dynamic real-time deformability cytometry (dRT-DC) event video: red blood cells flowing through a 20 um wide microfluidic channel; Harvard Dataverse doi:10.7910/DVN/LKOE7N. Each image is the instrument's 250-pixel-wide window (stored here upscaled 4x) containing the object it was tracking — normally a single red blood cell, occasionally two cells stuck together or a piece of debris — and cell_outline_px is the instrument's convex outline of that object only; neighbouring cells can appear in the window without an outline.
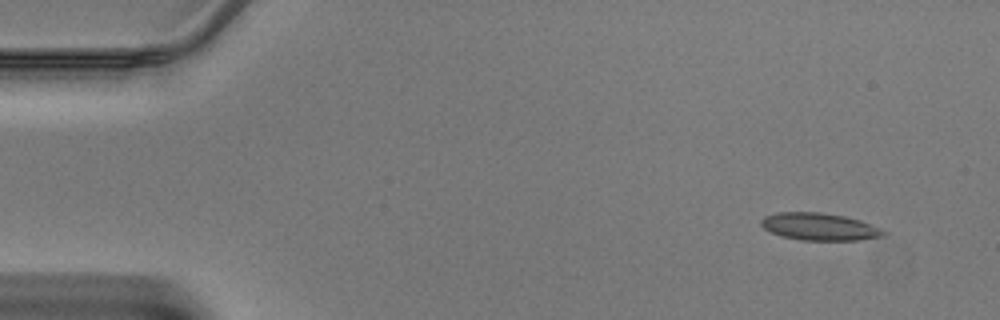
{"species": "Egyptian fruit bat (a non-hibernating species)", "species_latin": "Rousettus aegyptiacus", "temperature_condition": "warm", "stored_images_in_passage": 43, "camera_frame_rate_fps": 3000, "um_per_image_px": 0.085, "animal": {"sex": "male"}, "frame": {"image": 1, "passage_image": 1, "time_ms": 0.0, "image_size_px": [1000, 320], "cell_outline_px": [[888, 232], [884, 236], [856, 240], [800, 240], [780, 236], [764, 228], [760, 224], [760, 220], [764, 216], [776, 212], [820, 212], [844, 216], [860, 220], [880, 228]], "centroid_in_image_um": [69.63, 19.26], "position_along_channel_um": 15.4, "area_um2": 19.54}}
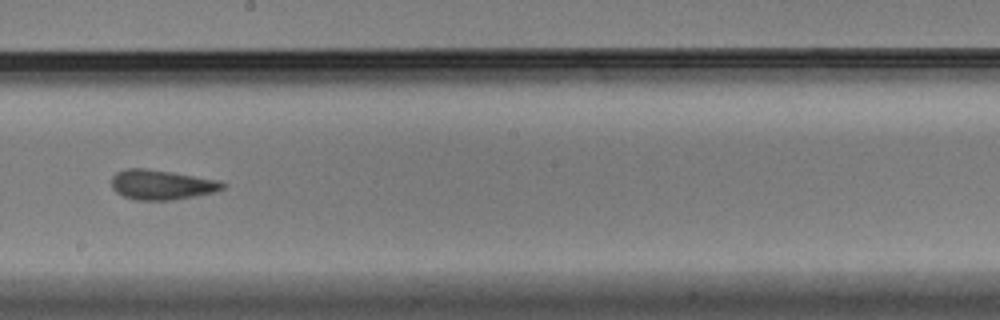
{"frame": {"image": 2, "passage_image": 23, "time_ms": 7.333, "image_size_px": [1000, 320], "cell_outline_px": [[224, 188], [212, 192], [172, 200], [136, 200], [124, 196], [116, 192], [112, 188], [112, 176], [116, 172], [124, 168], [148, 168], [220, 180], [224, 184]], "centroid_in_image_um": [13.69, 15.68], "position_along_channel_um": 234.5, "area_um2": 19.25}}
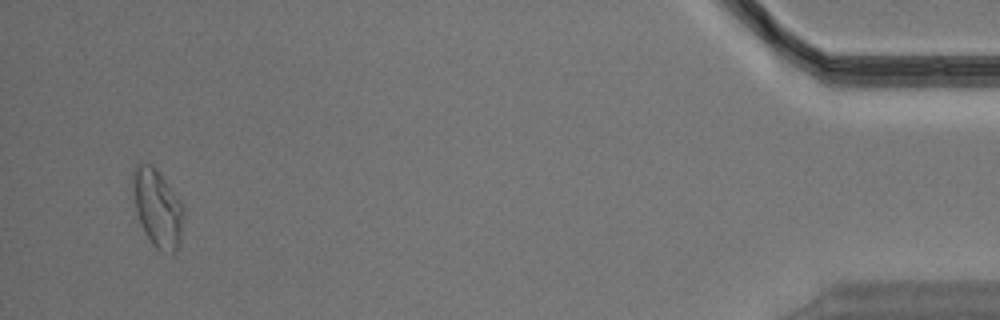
{"frame": {"image": 3, "passage_image": 41, "time_ms": 13.333, "image_size_px": [1000, 320], "cell_outline_px": [[184, 212], [180, 244], [176, 252], [160, 252], [152, 244], [136, 212], [132, 180], [132, 168], [140, 160], [152, 164], [160, 172], [184, 208]], "centroid_in_image_um": [13.38, 17.64], "position_along_channel_um": 421.8, "area_um2": 23.06}}